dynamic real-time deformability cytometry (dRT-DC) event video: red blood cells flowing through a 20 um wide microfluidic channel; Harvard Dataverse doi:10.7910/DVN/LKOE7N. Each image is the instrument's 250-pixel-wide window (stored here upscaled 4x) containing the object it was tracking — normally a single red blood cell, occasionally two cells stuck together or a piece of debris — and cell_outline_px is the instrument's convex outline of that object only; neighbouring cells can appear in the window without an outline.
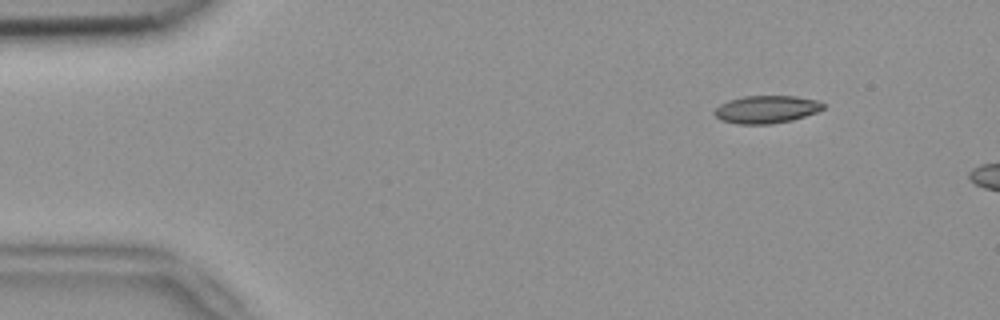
{"species": "common noctule bat (a hibernating species)", "species_latin": "Nyctalus noctula", "temperature_condition": "room temperature", "stored_images_in_passage": 5, "camera_frame_rate_fps": 3000, "um_per_image_px": 0.085, "animal": {"sex": "female", "body_mass_g": 18.4}, "frame": {"image": 1, "passage_image": 1, "time_ms": 0.0, "image_size_px": [1000, 320], "cell_outline_px": [[824, 108], [816, 112], [792, 120], [772, 124], [736, 124], [720, 120], [712, 112], [720, 104], [728, 100], [744, 96], [796, 96], [816, 100], [824, 104]], "centroid_in_image_um": [65.11, 9.3], "position_along_channel_um": 19.9, "area_um2": 17.57}}